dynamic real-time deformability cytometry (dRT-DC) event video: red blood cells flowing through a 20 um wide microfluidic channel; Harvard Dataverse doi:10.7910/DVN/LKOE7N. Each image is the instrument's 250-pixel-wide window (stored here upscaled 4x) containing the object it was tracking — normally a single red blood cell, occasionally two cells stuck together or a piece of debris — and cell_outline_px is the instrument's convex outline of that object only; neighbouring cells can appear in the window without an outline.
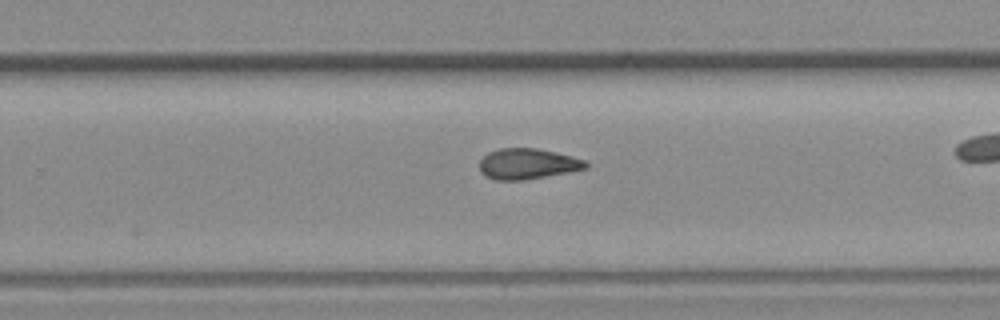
{"species": "common noctule bat (a hibernating species)", "species_latin": "Nyctalus noctula", "temperature_condition": "room temperature", "stored_images_in_passage": 26, "camera_frame_rate_fps": 3000, "um_per_image_px": 0.085, "animal": {"sex": "female", "body_mass_g": 19.3, "forearm_length_mm": 54.1}, "frame": {"image": 1, "passage_image": 19, "time_ms": 6.0, "image_size_px": [1000, 320], "cell_outline_px": [[588, 168], [568, 172], [524, 180], [496, 180], [484, 176], [480, 172], [480, 160], [488, 152], [500, 148], [536, 148], [584, 160], [588, 164]], "centroid_in_image_um": [44.79, 13.94], "position_along_channel_um": 285.0, "area_um2": 18.79}}
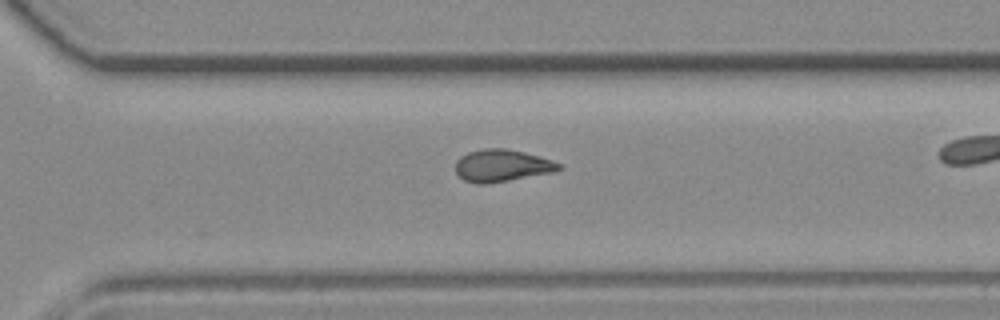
{"frame": {"image": 2, "passage_image": 22, "time_ms": 7.0, "image_size_px": [1000, 320], "cell_outline_px": [[560, 168], [552, 172], [488, 184], [476, 184], [464, 180], [456, 172], [456, 160], [460, 156], [468, 152], [484, 148], [504, 148], [524, 152], [540, 156], [552, 160], [560, 164]], "centroid_in_image_um": [42.62, 14.07], "position_along_channel_um": 328.0, "area_um2": 19.31}}